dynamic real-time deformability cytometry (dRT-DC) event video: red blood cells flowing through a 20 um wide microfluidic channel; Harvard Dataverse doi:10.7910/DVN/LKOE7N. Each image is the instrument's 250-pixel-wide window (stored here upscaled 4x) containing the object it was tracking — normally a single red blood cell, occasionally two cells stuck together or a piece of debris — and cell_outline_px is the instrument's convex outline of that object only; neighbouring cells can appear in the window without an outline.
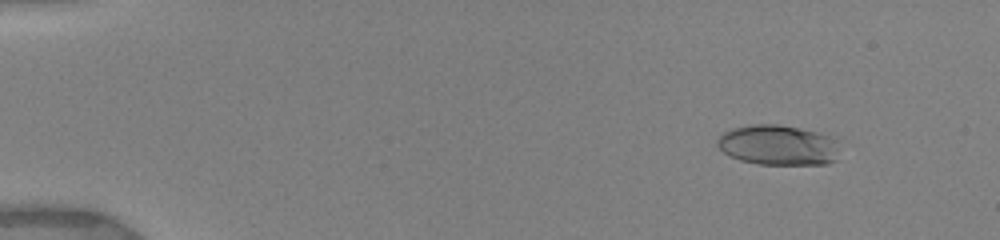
{"species": "human", "species_latin": "Homo sapiens", "temperature_condition": "warm", "stored_images_in_passage": 46, "camera_frame_rate_fps": 3000, "um_per_image_px": 0.085, "donor": {"sex": "female"}, "frame": {"image": 1, "passage_image": 6, "time_ms": 1.667, "image_size_px": [1000, 240], "cell_outline_px": [[836, 160], [828, 164], [756, 164], [740, 160], [724, 152], [716, 144], [716, 140], [724, 132], [732, 128], [752, 124], [776, 124], [816, 132], [828, 136]], "centroid_in_image_um": [66.0, 12.34], "position_along_channel_um": 19.0, "area_um2": 27.74}}
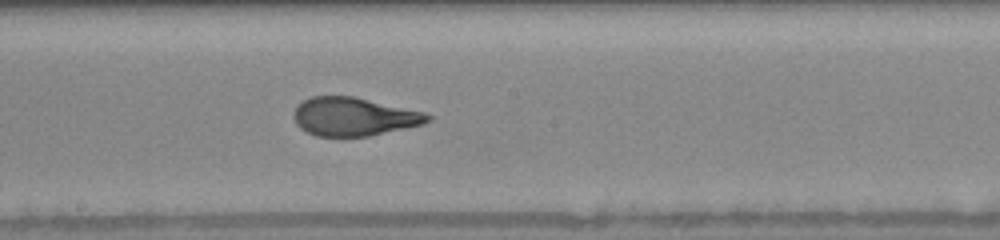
{"frame": {"image": 2, "passage_image": 29, "time_ms": 9.667, "image_size_px": [1000, 240], "cell_outline_px": [[432, 120], [424, 124], [368, 136], [316, 136], [300, 128], [296, 124], [292, 116], [292, 112], [296, 104], [312, 96], [352, 96], [424, 112], [432, 116]], "centroid_in_image_um": [30.04, 9.91], "position_along_channel_um": 218.2, "area_um2": 30.0}}
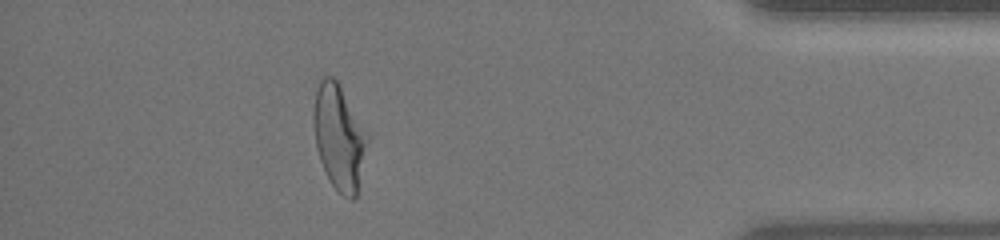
{"frame": {"image": 3, "passage_image": 41, "time_ms": 15.333, "image_size_px": [1000, 240], "cell_outline_px": [[368, 140], [356, 196], [352, 200], [344, 196], [332, 184], [320, 160], [316, 148], [312, 120], [312, 112], [316, 88], [320, 80], [324, 76], [332, 76], [336, 80], [368, 132]], "centroid_in_image_um": [28.8, 11.62], "position_along_channel_um": 406.4, "area_um2": 32.71}, "authors_computed_cell_mechanics": {"area_um2": 30.345, "velocity_mm_per_s": 3.9568, "shape_relaxation_time_tau1_ms": 5.7397, "shape_relaxation_time_tau2_ms": 0.8145, "deformation_change_tau1": 0.2457, "deformation_change_tau2": 0.072}}